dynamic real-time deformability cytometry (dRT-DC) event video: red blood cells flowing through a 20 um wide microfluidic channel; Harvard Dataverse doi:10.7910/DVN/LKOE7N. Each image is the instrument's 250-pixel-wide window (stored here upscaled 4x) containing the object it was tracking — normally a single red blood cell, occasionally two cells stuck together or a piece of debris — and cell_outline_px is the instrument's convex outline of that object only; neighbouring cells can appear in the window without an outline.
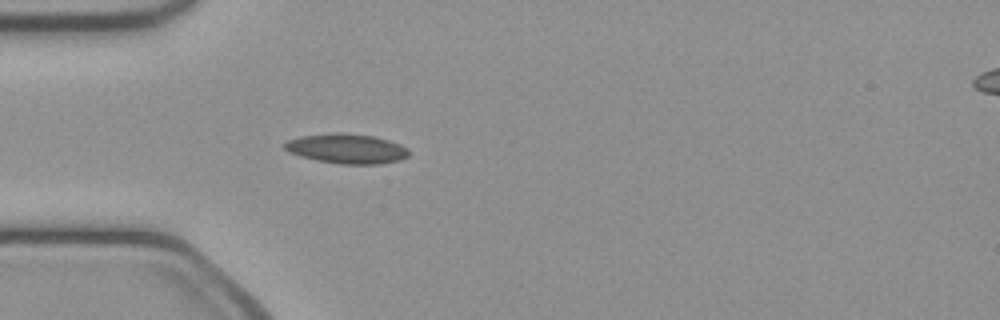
{"species": "common noctule bat (a hibernating species)", "species_latin": "Nyctalus noctula", "temperature_condition": "cold", "stored_images_in_passage": 36, "camera_frame_rate_fps": 3000, "um_per_image_px": 0.085, "animal": {"sex": "female", "body_mass_g": 21.9}, "frame": {"image": 1, "passage_image": 1, "time_ms": 0.0, "image_size_px": [1000, 320], "cell_outline_px": [[408, 156], [400, 160], [380, 164], [340, 164], [316, 160], [300, 156], [288, 152], [284, 148], [284, 144], [288, 140], [300, 136], [328, 132], [344, 132], [376, 136], [400, 144], [408, 148]], "centroid_in_image_um": [29.46, 12.62], "position_along_channel_um": 55.5, "area_um2": 21.85}}
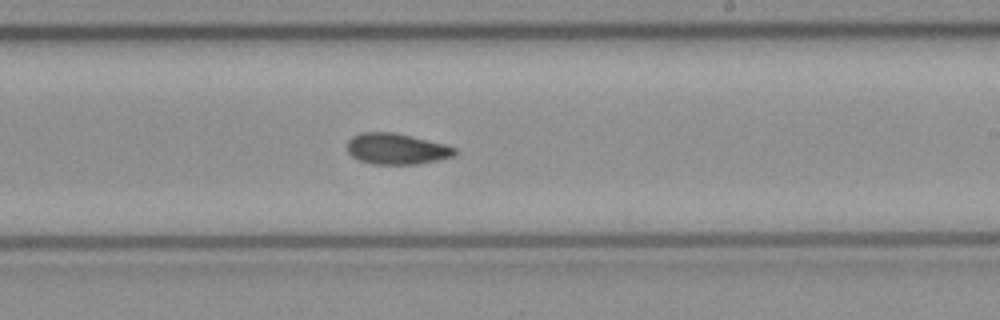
{"frame": {"image": 2, "passage_image": 16, "time_ms": 5.0, "image_size_px": [1000, 320], "cell_outline_px": [[456, 152], [452, 156], [436, 160], [416, 164], [372, 164], [360, 160], [352, 156], [348, 152], [348, 140], [352, 136], [360, 132], [396, 132], [444, 144], [456, 148]], "centroid_in_image_um": [33.67, 12.64], "position_along_channel_um": 255.3, "area_um2": 19.31}}
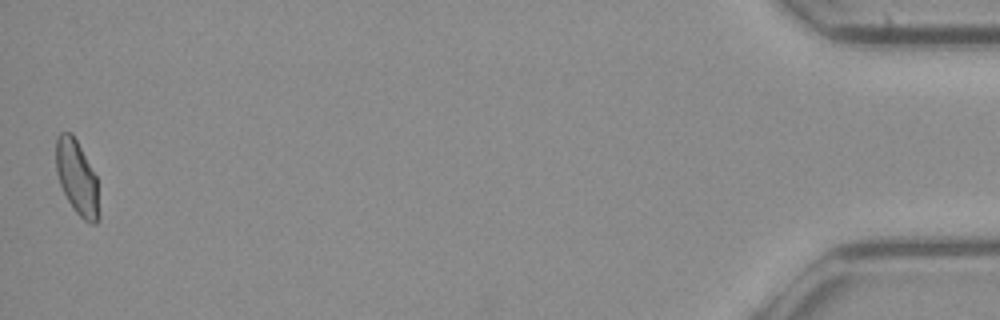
{"frame": {"image": 3, "passage_image": 36, "time_ms": 11.667, "image_size_px": [1000, 320], "cell_outline_px": [[100, 216], [96, 224], [88, 224], [76, 212], [68, 200], [60, 184], [56, 172], [56, 136], [60, 132], [72, 132], [96, 176]], "centroid_in_image_um": [6.55, 15.11], "position_along_channel_um": 428.7, "area_um2": 18.67}, "authors_computed_cell_mechanics": {"area_um2": 19.2763, "velocity_mm_per_s": 4.0861, "shape_relaxation_time_tau1_ms": null, "shape_relaxation_time_tau2_ms": 7.9867, "deformation_change_tau1": null, "deformation_change_tau2": 0.1353}}